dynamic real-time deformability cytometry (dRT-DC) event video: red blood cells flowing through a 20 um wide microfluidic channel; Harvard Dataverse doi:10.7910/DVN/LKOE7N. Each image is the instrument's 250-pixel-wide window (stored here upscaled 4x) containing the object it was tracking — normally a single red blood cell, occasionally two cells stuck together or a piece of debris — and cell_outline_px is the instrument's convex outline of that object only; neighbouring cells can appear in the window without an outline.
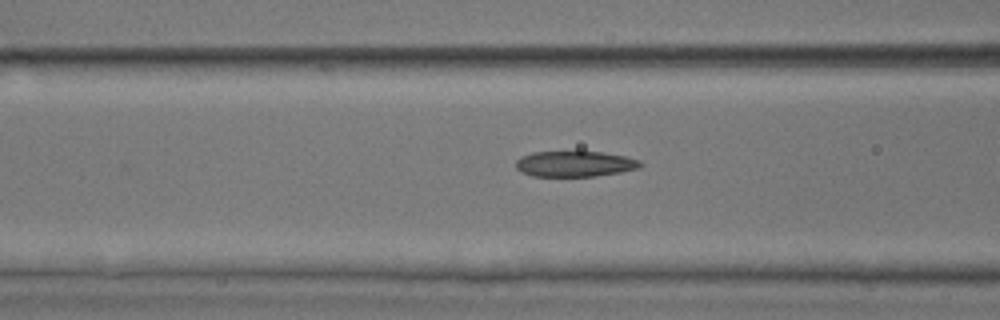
{"species": "common noctule bat (a hibernating species)", "species_latin": "Nyctalus noctula", "temperature_condition": "room temperature", "stored_images_in_passage": 29, "camera_frame_rate_fps": 3000, "um_per_image_px": 0.085, "animal": {"sex": "male", "body_mass_g": 17.9, "forearm_length_mm": 54.2}, "frame": {"image": 1, "passage_image": 9, "time_ms": 2.667, "image_size_px": [1000, 320], "cell_outline_px": [[644, 164], [640, 168], [620, 172], [596, 176], [532, 176], [520, 172], [516, 168], [516, 160], [520, 156], [532, 152], [600, 152], [624, 156], [640, 160]], "centroid_in_image_um": [48.85, 13.93], "position_along_channel_um": 117.8, "area_um2": 18.67}}